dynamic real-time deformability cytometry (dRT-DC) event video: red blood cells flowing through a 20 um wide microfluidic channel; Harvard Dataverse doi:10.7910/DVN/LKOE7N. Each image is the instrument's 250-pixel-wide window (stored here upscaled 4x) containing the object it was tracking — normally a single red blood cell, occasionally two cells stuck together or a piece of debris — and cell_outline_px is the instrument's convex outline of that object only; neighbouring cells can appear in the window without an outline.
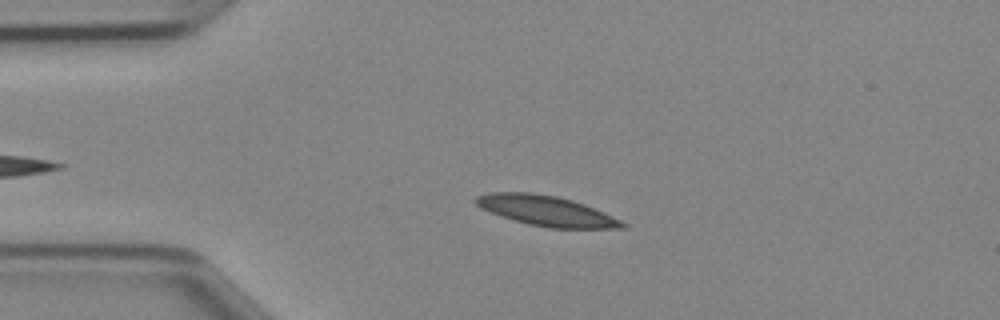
{"species": "Egyptian fruit bat (a non-hibernating species)", "species_latin": "Rousettus aegyptiacus", "temperature_condition": "cold", "stored_images_in_passage": 43, "camera_frame_rate_fps": 3000, "um_per_image_px": 0.085, "animal": {"sex": "female"}, "frame": {"image": 1, "passage_image": 11, "time_ms": 3.333, "image_size_px": [1000, 320], "cell_outline_px": [[628, 228], [548, 228], [528, 224], [500, 216], [480, 208], [472, 200], [476, 196], [488, 192], [532, 192], [556, 196], [572, 200], [584, 204], [604, 212], [628, 224]], "centroid_in_image_um": [46.41, 17.91], "position_along_channel_um": 38.6, "area_um2": 25.89}}
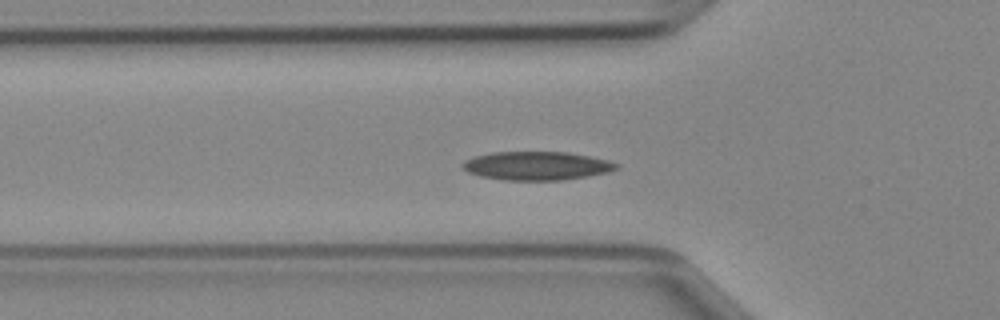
{"frame": {"image": 2, "passage_image": 16, "time_ms": 5.0, "image_size_px": [1000, 320], "cell_outline_px": [[620, 168], [608, 172], [588, 176], [560, 180], [504, 180], [480, 176], [468, 172], [460, 164], [464, 160], [476, 156], [492, 152], [568, 152], [608, 160], [620, 164]], "centroid_in_image_um": [45.63, 14.09], "position_along_channel_um": 80.2, "area_um2": 25.61}}
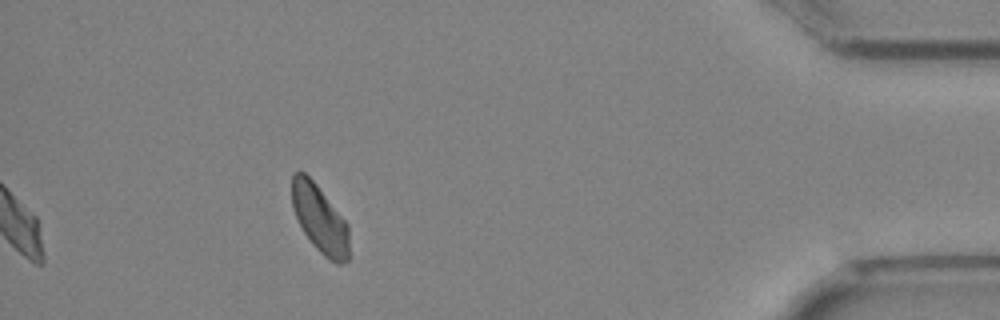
{"frame": {"image": 3, "passage_image": 43, "time_ms": 14.0, "image_size_px": [1000, 320], "cell_outline_px": [[348, 260], [340, 264], [336, 264], [328, 260], [312, 244], [304, 232], [292, 208], [292, 176], [296, 172], [304, 172], [316, 184], [348, 224]], "centroid_in_image_um": [27.18, 18.64], "position_along_channel_um": 408.0, "area_um2": 22.31}}